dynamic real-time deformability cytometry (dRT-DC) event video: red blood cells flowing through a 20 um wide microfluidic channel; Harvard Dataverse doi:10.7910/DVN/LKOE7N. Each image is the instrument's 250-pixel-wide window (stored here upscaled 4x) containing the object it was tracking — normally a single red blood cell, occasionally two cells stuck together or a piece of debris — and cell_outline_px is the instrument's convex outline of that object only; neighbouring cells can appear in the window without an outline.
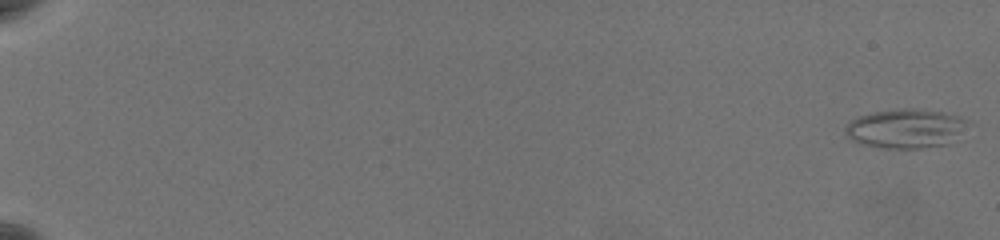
{"species": "common noctule bat (a hibernating species)", "species_latin": "Nyctalus noctula", "temperature_condition": "warm", "stored_images_in_passage": 61, "camera_frame_rate_fps": 3000, "um_per_image_px": 0.085, "animal": {"sex": "female", "body_mass_g": 19.5, "forearm_length_mm": 54.1}, "frame": {"image": 1, "passage_image": 1, "time_ms": 0.0, "image_size_px": [1000, 240], "cell_outline_px": [[972, 124], [964, 140], [952, 144], [924, 148], [876, 148], [860, 144], [852, 140], [844, 132], [844, 128], [848, 120], [856, 116], [872, 112], [896, 108], [924, 108], [944, 112], [960, 116], [972, 120]], "centroid_in_image_um": [77.14, 10.92], "position_along_channel_um": 7.9, "area_um2": 29.94}}
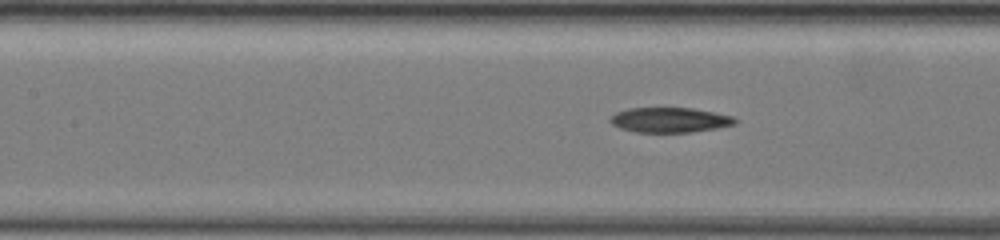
{"frame": {"image": 2, "passage_image": 32, "time_ms": 10.333, "image_size_px": [1000, 240], "cell_outline_px": [[740, 120], [736, 124], [716, 128], [692, 132], [632, 132], [620, 128], [612, 124], [608, 120], [616, 112], [628, 108], [692, 108], [732, 116]], "centroid_in_image_um": [56.92, 10.2], "position_along_channel_um": 150.5, "area_um2": 18.21}}
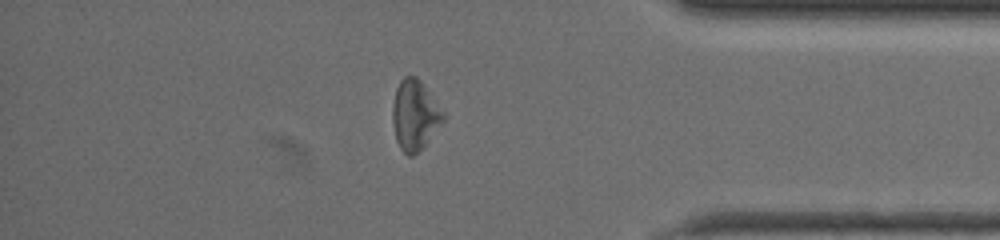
{"frame": {"image": 3, "passage_image": 54, "time_ms": 17.667, "image_size_px": [1000, 240], "cell_outline_px": [[444, 120], [428, 140], [412, 156], [408, 156], [400, 148], [396, 140], [392, 120], [392, 104], [396, 88], [400, 80], [404, 76], [416, 76], [420, 80], [444, 112]], "centroid_in_image_um": [35.23, 9.76], "position_along_channel_um": 400.0, "area_um2": 20.4}, "authors_computed_cell_mechanics": {"area_um2": 20.4034, "velocity_mm_per_s": 3.641, "shape_relaxation_time_tau1_ms": 8.7069, "shape_relaxation_time_tau2_ms": 1.8488, "deformation_change_tau1": 0.2236, "deformation_change_tau2": 0.1102}}